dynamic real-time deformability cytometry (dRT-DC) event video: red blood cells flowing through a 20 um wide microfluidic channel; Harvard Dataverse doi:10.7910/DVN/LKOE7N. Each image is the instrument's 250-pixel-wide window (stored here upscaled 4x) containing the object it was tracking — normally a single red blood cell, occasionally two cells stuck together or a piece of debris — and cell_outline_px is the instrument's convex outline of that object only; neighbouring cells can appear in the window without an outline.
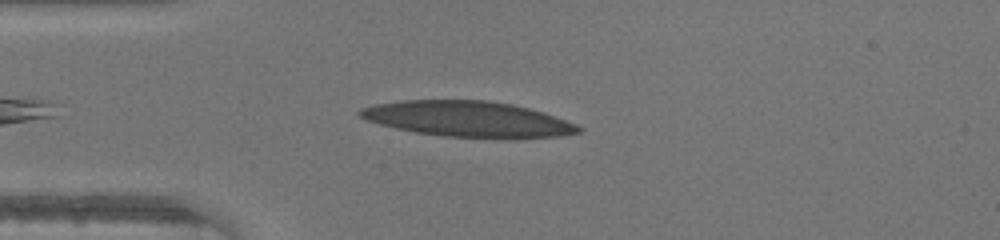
{"species": "human", "species_latin": "Homo sapiens", "temperature_condition": "warm", "stored_images_in_passage": 38, "camera_frame_rate_fps": 3000, "um_per_image_px": 0.085, "donor": {"sex": "male"}, "frame": {"image": 1, "passage_image": 3, "time_ms": 0.667, "image_size_px": [1000, 240], "cell_outline_px": [[584, 128], [580, 132], [560, 136], [516, 140], [500, 140], [444, 136], [416, 132], [396, 128], [380, 124], [368, 120], [360, 116], [356, 112], [360, 108], [376, 104], [400, 100], [488, 100], [512, 104], [544, 112], [576, 124]], "centroid_in_image_um": [39.85, 10.15], "position_along_channel_um": 45.1, "area_um2": 46.24}}
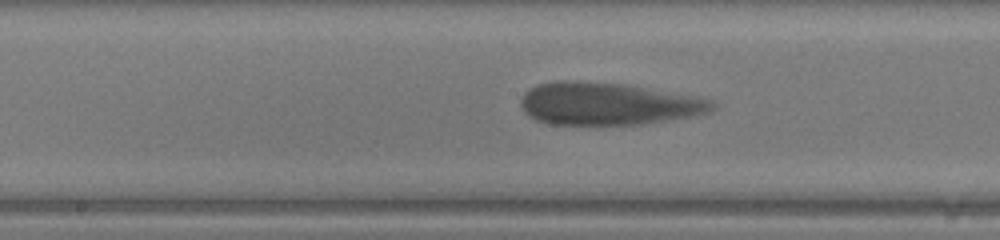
{"frame": {"image": 2, "passage_image": 15, "time_ms": 4.667, "image_size_px": [1000, 240], "cell_outline_px": [[716, 108], [708, 112], [692, 116], [668, 120], [640, 124], [548, 124], [536, 120], [528, 116], [524, 112], [520, 104], [520, 100], [524, 92], [528, 88], [536, 84], [556, 80], [576, 80], [624, 84], [700, 96], [712, 100], [716, 104]], "centroid_in_image_um": [51.66, 8.8], "position_along_channel_um": 196.5, "area_um2": 47.86}}
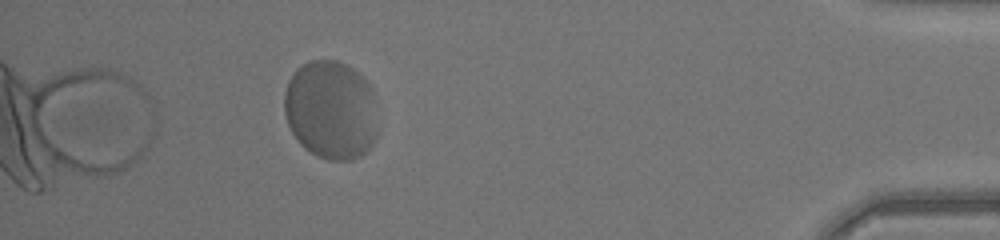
{"frame": {"image": 3, "passage_image": 34, "time_ms": 11.0, "image_size_px": [1000, 240], "cell_outline_px": [[380, 128], [376, 140], [360, 156], [352, 160], [328, 160], [316, 156], [304, 148], [300, 144], [292, 132], [288, 124], [284, 112], [284, 92], [288, 80], [296, 68], [308, 60], [336, 60], [352, 68], [372, 88]], "centroid_in_image_um": [28.14, 9.36], "position_along_channel_um": 407.1, "area_um2": 54.68}}